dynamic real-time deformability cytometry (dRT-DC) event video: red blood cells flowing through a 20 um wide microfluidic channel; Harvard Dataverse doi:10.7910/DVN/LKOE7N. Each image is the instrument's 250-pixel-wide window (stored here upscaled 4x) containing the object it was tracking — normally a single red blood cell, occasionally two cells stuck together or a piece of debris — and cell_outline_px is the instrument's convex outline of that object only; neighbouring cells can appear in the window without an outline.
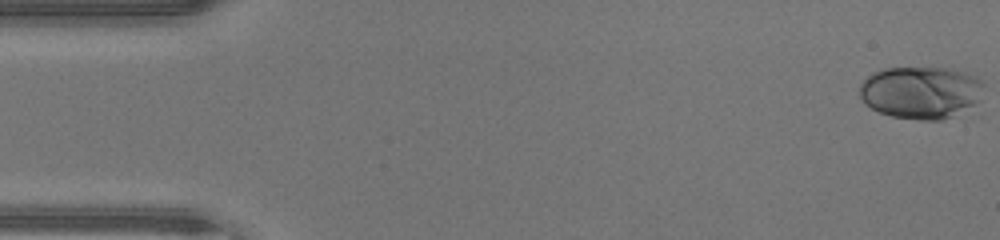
{"species": "human", "species_latin": "Homo sapiens", "temperature_condition": "warm", "stored_images_in_passage": 47, "camera_frame_rate_fps": 3000, "um_per_image_px": 0.085, "donor": {"sex": "male"}, "frame": {"image": 1, "passage_image": 1, "time_ms": 0.0, "image_size_px": [1000, 240], "cell_outline_px": [[984, 84], [980, 100], [976, 104], [952, 116], [940, 120], [920, 120], [892, 116], [880, 112], [864, 104], [860, 96], [860, 84], [872, 72], [884, 68], [956, 68], [976, 76], [984, 80]], "centroid_in_image_um": [78.3, 7.84], "position_along_channel_um": 6.7, "area_um2": 38.26}}
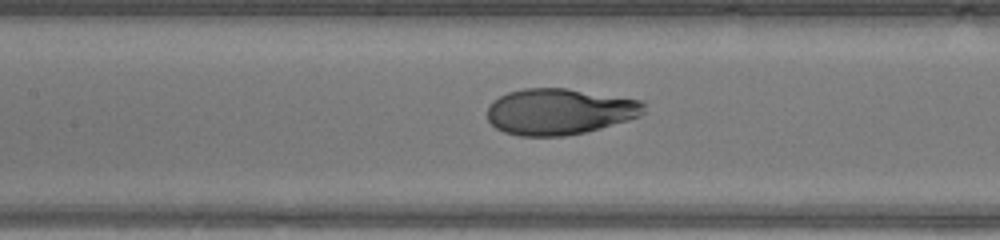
{"frame": {"image": 2, "passage_image": 22, "time_ms": 7.0, "image_size_px": [1000, 240], "cell_outline_px": [[644, 112], [640, 116], [628, 120], [600, 128], [584, 132], [564, 136], [520, 136], [504, 132], [496, 128], [488, 120], [488, 108], [492, 100], [508, 92], [524, 88], [568, 88], [644, 100]], "centroid_in_image_um": [47.56, 9.47], "position_along_channel_um": 159.8, "area_um2": 42.31}}
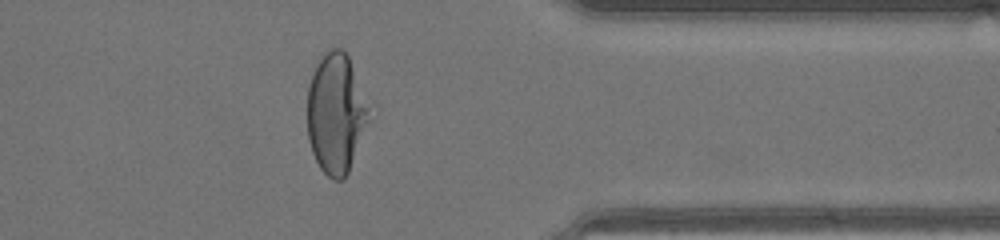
{"frame": {"image": 3, "passage_image": 38, "time_ms": 12.333, "image_size_px": [1000, 240], "cell_outline_px": [[372, 104], [348, 172], [344, 180], [332, 180], [320, 168], [312, 152], [308, 140], [308, 84], [312, 72], [320, 56], [324, 52], [332, 48], [344, 48]], "centroid_in_image_um": [28.55, 9.57], "position_along_channel_um": 382.9, "area_um2": 43.23}, "authors_computed_cell_mechanics": {"area_um2": 42.3096, "velocity_mm_per_s": 4.444, "shape_relaxation_time_tau1_ms": 4.0002, "shape_relaxation_time_tau2_ms": 0.9169, "deformation_change_tau1": 0.1667, "deformation_change_tau2": 0.0558}}